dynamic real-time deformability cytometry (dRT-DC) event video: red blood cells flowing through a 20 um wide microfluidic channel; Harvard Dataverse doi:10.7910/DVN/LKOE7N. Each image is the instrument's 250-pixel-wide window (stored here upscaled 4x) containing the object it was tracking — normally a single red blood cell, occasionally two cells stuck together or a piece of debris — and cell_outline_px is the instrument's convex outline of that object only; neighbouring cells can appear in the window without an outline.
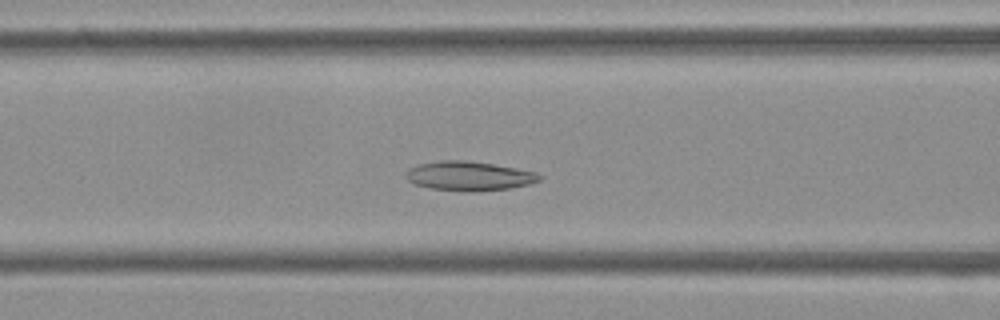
{"species": "Egyptian fruit bat (a non-hibernating species)", "species_latin": "Rousettus aegyptiacus", "temperature_condition": "cold", "stored_images_in_passage": 50, "camera_frame_rate_fps": 3000, "um_per_image_px": 0.085, "frame": {"image": 1, "passage_image": 18, "time_ms": 5.667, "image_size_px": [1000, 320], "cell_outline_px": [[544, 176], [540, 180], [532, 184], [508, 188], [432, 188], [416, 184], [408, 180], [404, 176], [408, 168], [416, 164], [440, 160], [464, 160], [492, 164], [516, 168], [536, 172]], "centroid_in_image_um": [39.87, 14.89], "position_along_channel_um": 126.7, "area_um2": 21.73}}
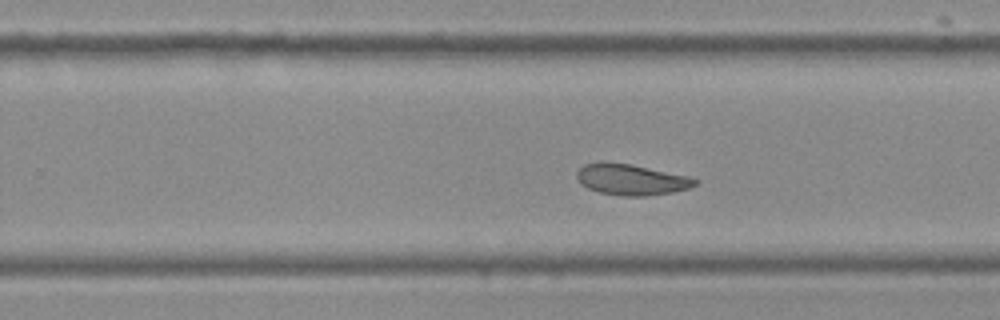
{"frame": {"image": 2, "passage_image": 30, "time_ms": 9.667, "image_size_px": [1000, 320], "cell_outline_px": [[696, 184], [688, 188], [672, 192], [644, 196], [620, 196], [600, 192], [588, 188], [580, 184], [576, 176], [576, 172], [584, 164], [632, 164], [688, 176], [696, 180]], "centroid_in_image_um": [53.65, 15.29], "position_along_channel_um": 276.1, "area_um2": 20.75}}
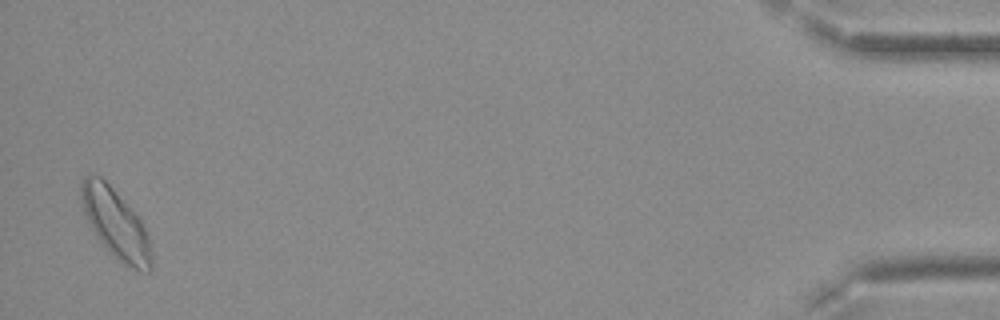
{"frame": {"image": 3, "passage_image": 49, "time_ms": 16.0, "image_size_px": [1000, 320], "cell_outline_px": [[152, 272], [140, 272], [124, 264], [108, 252], [96, 236], [84, 212], [80, 200], [80, 184], [84, 176], [88, 172], [100, 176], [112, 188], [140, 220], [148, 232], [152, 256]], "centroid_in_image_um": [9.83, 19.04], "position_along_channel_um": 425.4, "area_um2": 28.44}, "authors_computed_cell_mechanics": {"area_um2": 23.0911, "velocity_mm_per_s": 3.7458, "shape_relaxation_time_tau1_ms": null, "shape_relaxation_time_tau2_ms": 4.119, "deformation_change_tau1": null, "deformation_change_tau2": 0.0858}}